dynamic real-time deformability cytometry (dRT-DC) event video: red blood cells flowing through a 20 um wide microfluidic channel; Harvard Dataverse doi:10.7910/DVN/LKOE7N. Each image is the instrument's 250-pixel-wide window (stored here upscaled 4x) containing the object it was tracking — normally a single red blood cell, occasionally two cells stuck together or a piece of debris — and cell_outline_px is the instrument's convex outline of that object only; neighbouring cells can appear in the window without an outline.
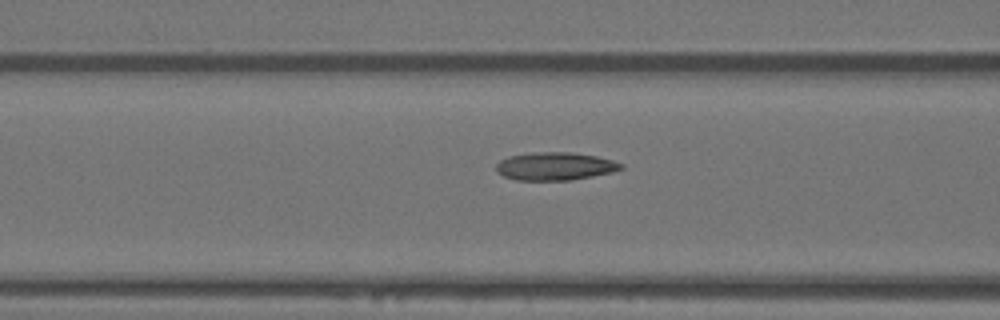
{"species": "Egyptian fruit bat (a non-hibernating species)", "species_latin": "Rousettus aegyptiacus", "temperature_condition": "warm", "stored_images_in_passage": 41, "camera_frame_rate_fps": 3000, "um_per_image_px": 0.085, "animal": {"sex": "female"}, "frame": {"image": 1, "passage_image": 18, "time_ms": 5.667, "image_size_px": [1000, 320], "cell_outline_px": [[624, 168], [612, 172], [572, 180], [516, 180], [504, 176], [496, 172], [496, 164], [500, 160], [508, 156], [536, 152], [572, 152], [596, 156], [612, 160], [624, 164]], "centroid_in_image_um": [47.17, 14.13], "position_along_channel_um": 119.4, "area_um2": 20.4}}
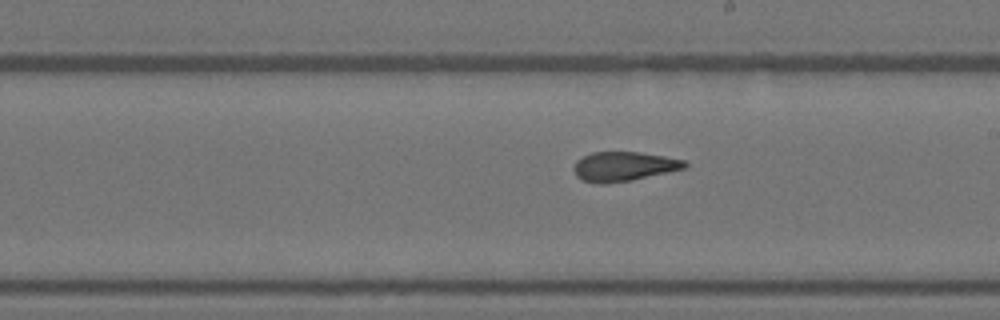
{"frame": {"image": 2, "passage_image": 28, "time_ms": 9.0, "image_size_px": [1000, 320], "cell_outline_px": [[688, 168], [632, 180], [608, 184], [600, 184], [584, 180], [576, 176], [572, 168], [576, 160], [592, 152], [636, 152], [664, 156], [684, 160], [688, 164]], "centroid_in_image_um": [53.02, 14.15], "position_along_channel_um": 236.0, "area_um2": 19.13}}
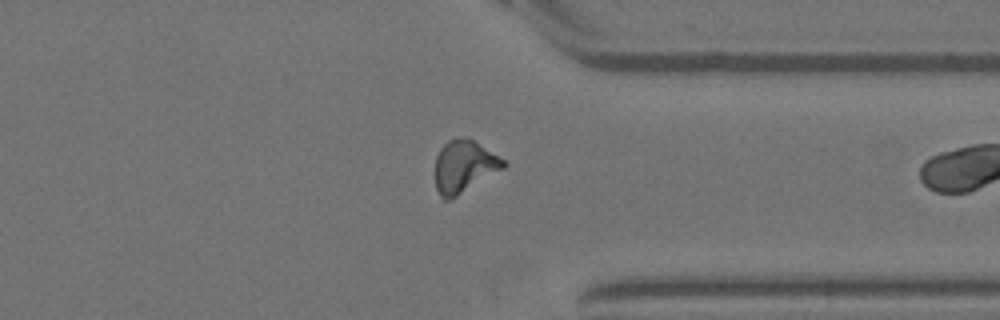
{"frame": {"image": 3, "passage_image": 40, "time_ms": 13.0, "image_size_px": [1000, 320], "cell_outline_px": [[508, 164], [504, 168], [452, 200], [444, 200], [440, 196], [436, 188], [436, 156], [440, 148], [448, 140], [464, 136], [468, 136], [504, 160]], "centroid_in_image_um": [39.45, 14.15], "position_along_channel_um": 372.0, "area_um2": 20.98}}